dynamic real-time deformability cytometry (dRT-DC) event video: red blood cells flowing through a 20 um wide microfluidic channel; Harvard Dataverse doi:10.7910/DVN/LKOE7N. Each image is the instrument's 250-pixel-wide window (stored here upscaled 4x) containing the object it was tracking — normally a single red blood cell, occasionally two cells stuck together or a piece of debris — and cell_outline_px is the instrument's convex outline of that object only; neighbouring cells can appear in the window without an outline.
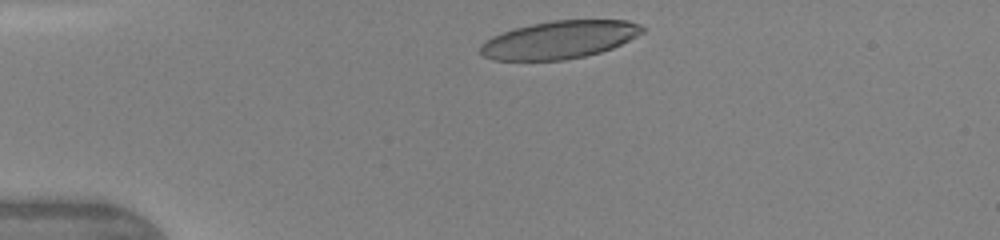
{"species": "human", "species_latin": "Homo sapiens", "temperature_condition": "warm", "stored_images_in_passage": 2, "camera_frame_rate_fps": 3000, "um_per_image_px": 0.085, "donor": {"sex": "female"}, "frame": {"image": 1, "passage_image": 1, "time_ms": 0.0, "image_size_px": [1000, 240], "cell_outline_px": [[644, 32], [612, 48], [600, 52], [584, 56], [564, 60], [492, 60], [484, 56], [480, 52], [480, 44], [492, 36], [512, 28], [552, 20], [628, 20], [644, 28]], "centroid_in_image_um": [47.5, 3.38], "position_along_channel_um": 37.5, "area_um2": 35.55}}